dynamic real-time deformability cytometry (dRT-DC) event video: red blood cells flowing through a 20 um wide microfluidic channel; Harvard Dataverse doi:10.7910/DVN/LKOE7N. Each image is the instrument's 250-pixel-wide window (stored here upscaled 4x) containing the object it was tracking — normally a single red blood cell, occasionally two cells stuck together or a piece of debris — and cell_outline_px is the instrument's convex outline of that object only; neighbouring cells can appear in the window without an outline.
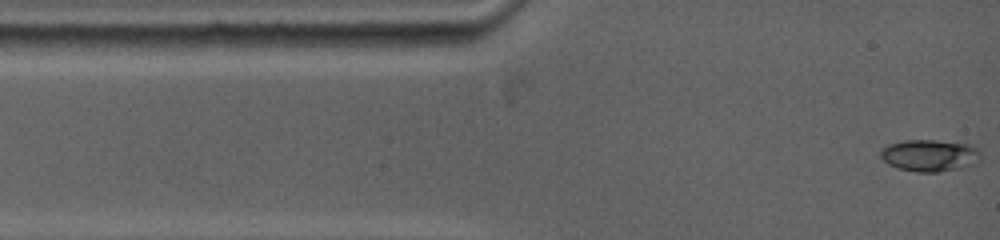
{"species": "common noctule bat (a hibernating species)", "species_latin": "Nyctalus noctula", "temperature_condition": "warm", "stored_images_in_passage": 15, "camera_frame_rate_fps": 5000, "um_per_image_px": 0.085, "animal": {"sex": "female", "body_mass_g": 19.0, "forearm_length_mm": 53.3}, "frame": {"image": 1, "passage_image": 1, "time_ms": 0.0, "image_size_px": [1000, 240], "cell_outline_px": [[980, 160], [972, 164], [960, 168], [940, 172], [916, 172], [896, 168], [888, 164], [880, 156], [880, 148], [888, 144], [904, 140], [936, 140], [968, 144], [976, 148], [980, 152]], "centroid_in_image_um": [78.98, 13.21], "position_along_channel_um": 6.0, "area_um2": 18.73}}
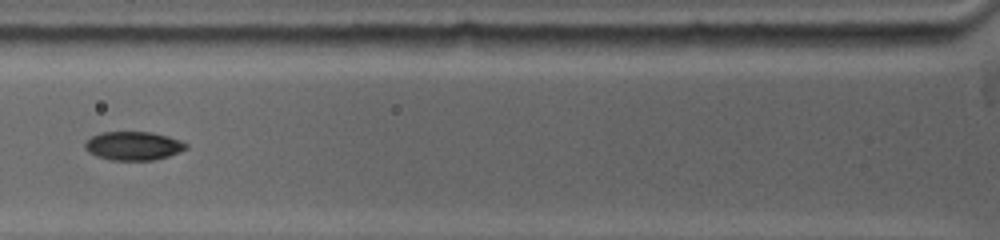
{"frame": {"image": 2, "passage_image": 11, "time_ms": 4.0, "image_size_px": [1000, 240], "cell_outline_px": [[188, 148], [180, 152], [168, 156], [152, 160], [112, 160], [96, 156], [88, 152], [84, 148], [84, 140], [100, 132], [152, 132], [168, 136], [180, 140], [188, 144]], "centroid_in_image_um": [11.32, 12.39], "position_along_channel_um": 114.5, "area_um2": 17.05}}
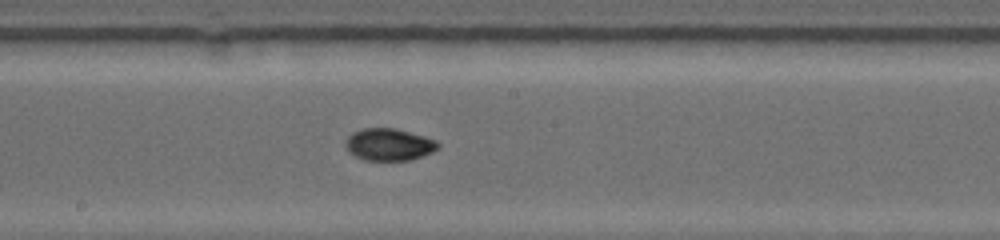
{"frame": {"image": 3, "passage_image": 15, "time_ms": 6.6, "image_size_px": [1000, 240], "cell_outline_px": [[440, 148], [432, 152], [408, 160], [364, 160], [348, 152], [344, 144], [344, 140], [352, 132], [364, 128], [396, 128], [424, 136], [436, 140], [440, 144]], "centroid_in_image_um": [33.04, 12.27], "position_along_channel_um": 215.2, "area_um2": 17.4}}